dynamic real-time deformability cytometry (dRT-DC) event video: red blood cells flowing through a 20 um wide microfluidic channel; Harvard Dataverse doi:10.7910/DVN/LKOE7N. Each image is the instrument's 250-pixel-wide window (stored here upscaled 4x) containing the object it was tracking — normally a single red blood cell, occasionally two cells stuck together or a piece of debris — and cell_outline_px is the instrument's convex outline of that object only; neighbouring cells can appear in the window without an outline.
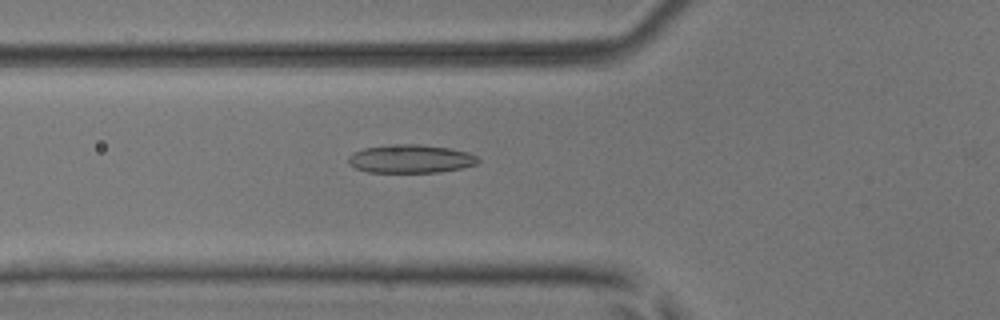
{"species": "common noctule bat (a hibernating species)", "species_latin": "Nyctalus noctula", "temperature_condition": "room temperature", "stored_images_in_passage": 37, "segment_of_instrument_passage": [1, 2], "camera_frame_rate_fps": 3000, "um_per_image_px": 0.085, "animal": {"sex": "male", "body_mass_g": 17.9, "forearm_length_mm": 54.2}, "frame": {"image": 1, "passage_image": 4, "time_ms": 1.0, "image_size_px": [1000, 320], "cell_outline_px": [[480, 160], [476, 164], [460, 168], [440, 172], [368, 172], [356, 168], [348, 164], [348, 156], [352, 152], [364, 148], [388, 144], [420, 144], [448, 148], [468, 152], [476, 156]], "centroid_in_image_um": [34.86, 13.49], "position_along_channel_um": 90.9, "area_um2": 21.5}}
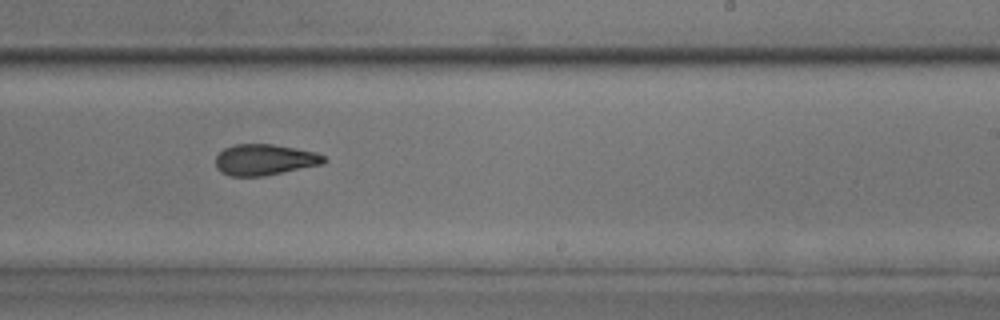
{"frame": {"image": 2, "passage_image": 17, "time_ms": 5.333, "image_size_px": [1000, 320], "cell_outline_px": [[328, 160], [324, 164], [264, 176], [232, 176], [220, 172], [216, 168], [216, 156], [224, 148], [232, 144], [272, 144], [296, 148], [316, 152], [324, 156]], "centroid_in_image_um": [22.5, 13.57], "position_along_channel_um": 266.5, "area_um2": 19.77}}
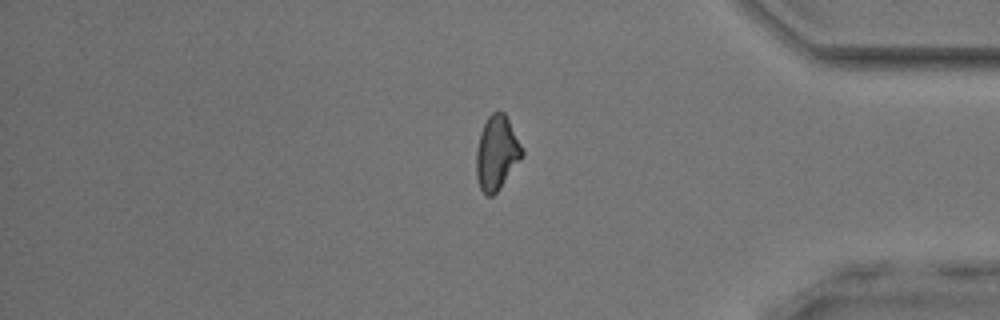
{"frame": {"image": 3, "passage_image": 28, "time_ms": 9.0, "image_size_px": [1000, 320], "cell_outline_px": [[524, 156], [500, 188], [492, 196], [488, 196], [480, 188], [476, 176], [476, 148], [480, 132], [488, 116], [492, 112], [504, 112], [524, 148]], "centroid_in_image_um": [42.23, 12.99], "position_along_channel_um": 393.0, "area_um2": 19.94}}